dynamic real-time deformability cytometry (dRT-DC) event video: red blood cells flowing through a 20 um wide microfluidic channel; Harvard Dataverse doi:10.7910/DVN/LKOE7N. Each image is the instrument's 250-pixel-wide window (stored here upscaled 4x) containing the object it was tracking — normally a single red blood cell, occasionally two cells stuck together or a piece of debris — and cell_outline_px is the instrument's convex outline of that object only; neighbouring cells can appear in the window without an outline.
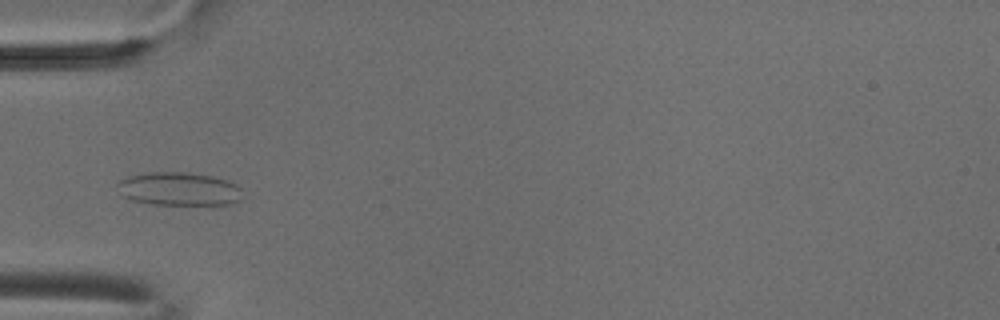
{"species": "common noctule bat (a hibernating species)", "species_latin": "Nyctalus noctula", "temperature_condition": "cold", "stored_images_in_passage": 9, "camera_frame_rate_fps": 3000, "um_per_image_px": 0.085, "animal": {"sex": "male", "body_mass_g": 18.8}, "frame": {"image": 1, "passage_image": 6, "time_ms": 1.667, "image_size_px": [1000, 320], "cell_outline_px": [[240, 200], [228, 204], [148, 204], [132, 200], [124, 196], [116, 184], [120, 180], [132, 176], [148, 172], [188, 172], [212, 176], [228, 180], [236, 184], [240, 188]], "centroid_in_image_um": [15.21, 16.05], "position_along_channel_um": 69.8, "area_um2": 24.04}}
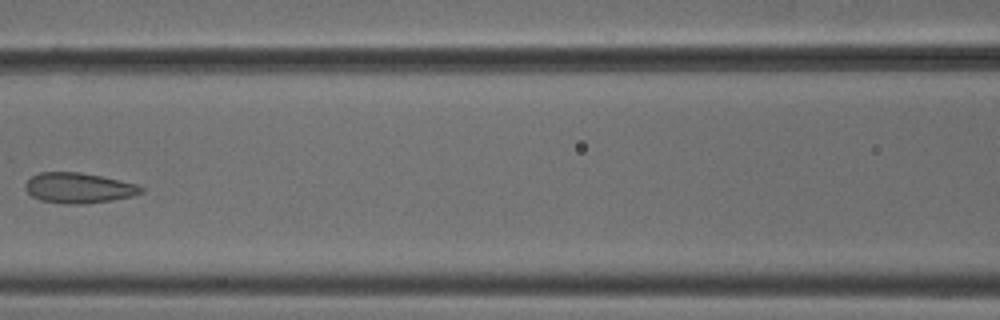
{"frame": {"image": 2, "passage_image": 8, "time_ms": 2.333, "image_size_px": [1000, 320], "cell_outline_px": [[144, 192], [132, 196], [112, 200], [80, 204], [64, 204], [40, 200], [32, 196], [24, 188], [24, 184], [32, 176], [40, 172], [80, 172], [100, 176], [136, 184], [144, 188]], "centroid_in_image_um": [6.67, 15.98], "position_along_channel_um": 159.9, "area_um2": 20.4}}
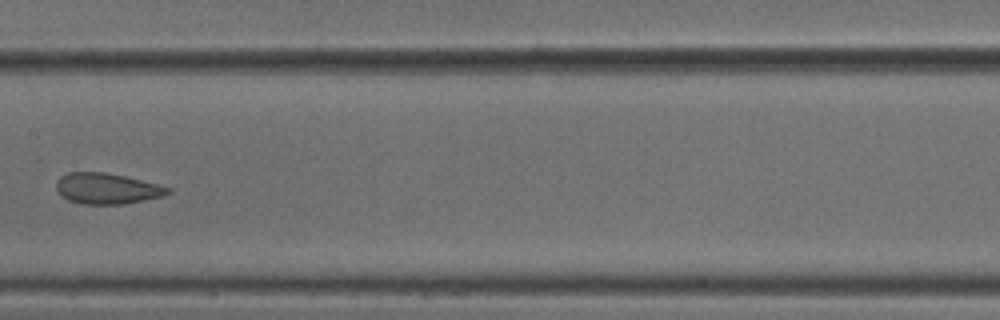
{"frame": {"image": 3, "passage_image": 9, "time_ms": 2.667, "image_size_px": [1000, 320], "cell_outline_px": [[172, 192], [164, 196], [124, 204], [80, 204], [68, 200], [60, 196], [56, 188], [56, 180], [60, 176], [68, 172], [104, 172], [124, 176], [156, 184], [168, 188]], "centroid_in_image_um": [9.03, 16.03], "position_along_channel_um": 198.4, "area_um2": 20.06}}